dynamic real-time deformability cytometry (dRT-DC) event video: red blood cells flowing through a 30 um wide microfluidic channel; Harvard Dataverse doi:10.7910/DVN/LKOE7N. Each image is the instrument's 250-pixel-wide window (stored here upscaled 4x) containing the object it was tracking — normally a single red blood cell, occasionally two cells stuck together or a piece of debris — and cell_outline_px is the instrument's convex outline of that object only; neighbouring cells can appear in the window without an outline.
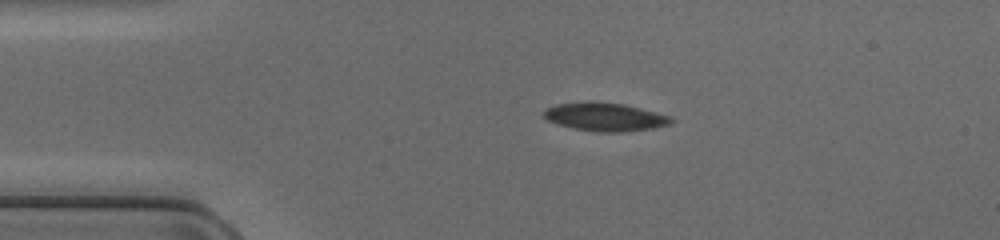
{"species": "common noctule bat (a hibernating species)", "species_latin": "Nyctalus noctula", "temperature_condition": "cold", "stored_images_in_passage": 38, "camera_frame_rate_fps": 3000, "um_per_image_px": 0.085, "animal": {"sex": "female", "body_mass_g": 17.0, "forearm_length_mm": 48.0}, "frame": {"image": 1, "passage_image": 1, "time_ms": 0.0, "image_size_px": [1000, 240], "cell_outline_px": [[676, 120], [672, 124], [652, 128], [620, 132], [600, 132], [572, 128], [556, 124], [548, 120], [540, 112], [544, 108], [556, 104], [588, 100], [624, 104], [672, 116]], "centroid_in_image_um": [51.4, 9.92], "position_along_channel_um": 33.6, "area_um2": 21.44}}
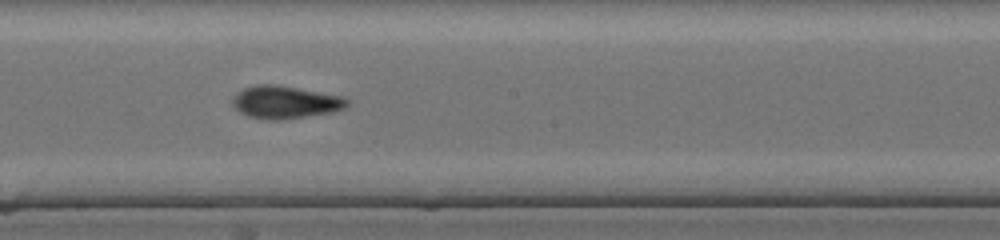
{"frame": {"image": 2, "passage_image": 17, "time_ms": 5.333, "image_size_px": [1000, 240], "cell_outline_px": [[348, 104], [344, 108], [332, 112], [276, 120], [268, 120], [248, 116], [240, 112], [232, 104], [232, 96], [236, 92], [244, 88], [256, 84], [276, 84], [344, 96], [348, 100]], "centroid_in_image_um": [24.21, 8.67], "position_along_channel_um": 224.0, "area_um2": 21.79}}
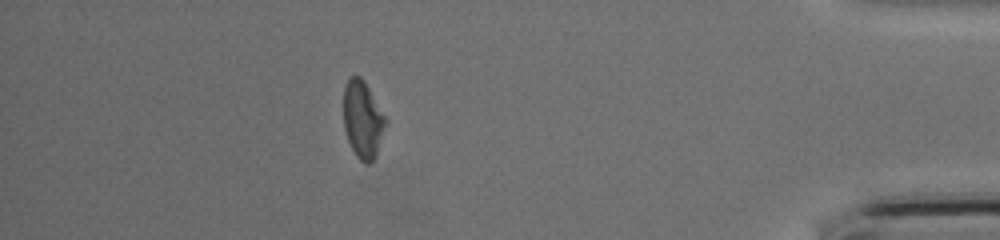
{"frame": {"image": 3, "passage_image": 33, "time_ms": 10.667, "image_size_px": [1000, 240], "cell_outline_px": [[388, 120], [376, 156], [368, 164], [364, 164], [356, 156], [348, 140], [344, 128], [344, 88], [348, 80], [352, 76], [360, 76], [364, 80]], "centroid_in_image_um": [30.85, 10.17], "position_along_channel_um": 404.3, "area_um2": 18.96}}